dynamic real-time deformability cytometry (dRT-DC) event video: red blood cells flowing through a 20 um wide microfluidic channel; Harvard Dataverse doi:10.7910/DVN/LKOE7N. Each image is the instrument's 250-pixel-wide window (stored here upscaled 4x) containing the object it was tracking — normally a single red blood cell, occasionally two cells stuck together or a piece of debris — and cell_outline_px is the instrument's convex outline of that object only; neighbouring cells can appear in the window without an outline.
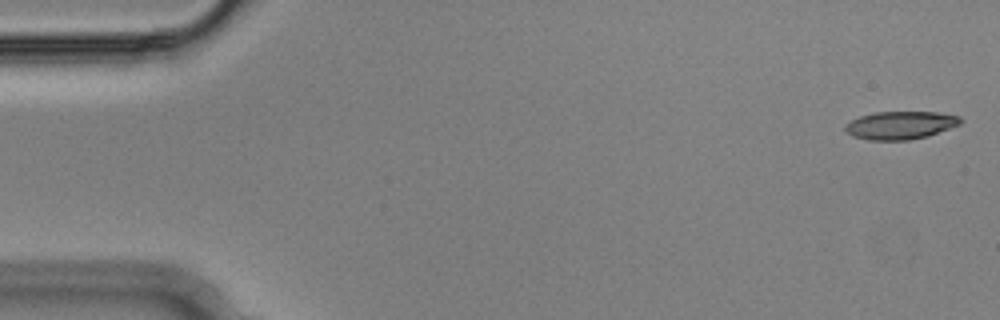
{"species": "Egyptian fruit bat (a non-hibernating species)", "species_latin": "Rousettus aegyptiacus", "temperature_condition": "cold", "stored_images_in_passage": 50, "camera_frame_rate_fps": 3000, "um_per_image_px": 0.085, "animal": {"sex": "male"}, "frame": {"image": 1, "passage_image": 1, "time_ms": 0.0, "image_size_px": [1000, 320], "cell_outline_px": [[964, 120], [960, 124], [928, 136], [908, 140], [868, 140], [852, 136], [844, 128], [844, 124], [860, 116], [876, 112], [936, 112], [960, 116]], "centroid_in_image_um": [76.54, 10.64], "position_along_channel_um": 8.5, "area_um2": 18.79}}
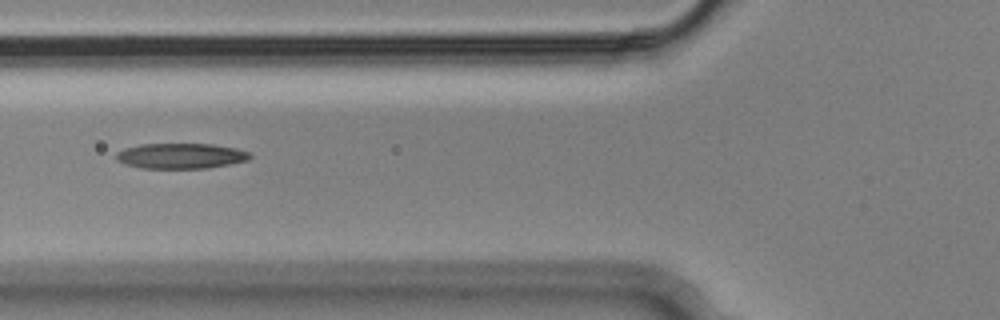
{"frame": {"image": 2, "passage_image": 20, "time_ms": 6.333, "image_size_px": [1000, 320], "cell_outline_px": [[252, 156], [248, 160], [208, 168], [140, 168], [124, 164], [116, 160], [116, 152], [124, 148], [140, 144], [212, 144], [236, 148], [252, 152]], "centroid_in_image_um": [15.36, 13.25], "position_along_channel_um": 110.4, "area_um2": 19.94}}
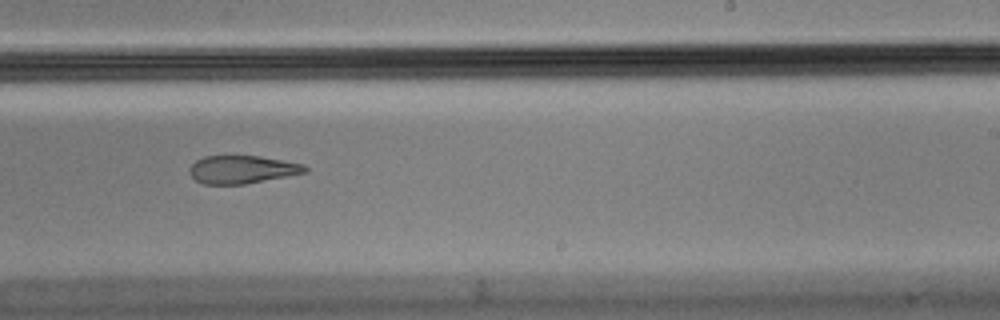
{"frame": {"image": 3, "passage_image": 33, "time_ms": 10.667, "image_size_px": [1000, 320], "cell_outline_px": [[308, 168], [304, 172], [244, 184], [204, 184], [196, 180], [188, 172], [188, 168], [196, 160], [204, 156], [260, 156], [304, 164]], "centroid_in_image_um": [20.52, 14.4], "position_along_channel_um": 268.5, "area_um2": 18.55}}